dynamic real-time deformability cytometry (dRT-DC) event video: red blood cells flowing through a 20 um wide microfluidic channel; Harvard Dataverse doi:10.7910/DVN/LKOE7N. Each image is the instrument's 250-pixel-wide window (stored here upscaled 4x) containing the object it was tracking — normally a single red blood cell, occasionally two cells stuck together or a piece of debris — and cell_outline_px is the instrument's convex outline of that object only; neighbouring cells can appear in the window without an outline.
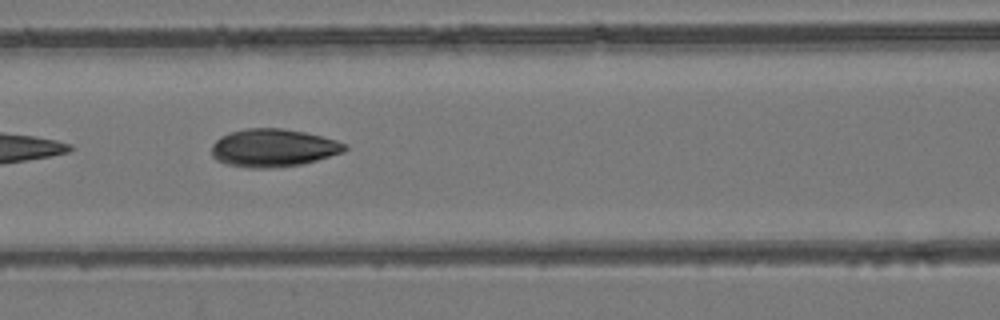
{"species": "common noctule bat (a hibernating species)", "species_latin": "Nyctalus noctula", "temperature_condition": "room temperature", "stored_images_in_passage": 8, "camera_frame_rate_fps": 3000, "um_per_image_px": 0.085, "animal": {"sex": "female", "body_mass_g": 24.6, "forearm_length_mm": 56.2}, "frame": {"image": 1, "passage_image": 6, "time_ms": 1.667, "image_size_px": [1000, 320], "cell_outline_px": [[348, 148], [344, 152], [304, 164], [276, 168], [248, 168], [228, 164], [216, 160], [212, 156], [212, 144], [220, 136], [228, 132], [244, 128], [284, 128], [304, 132], [336, 140], [348, 144]], "centroid_in_image_um": [23.23, 12.57], "position_along_channel_um": 143.4, "area_um2": 29.77}}
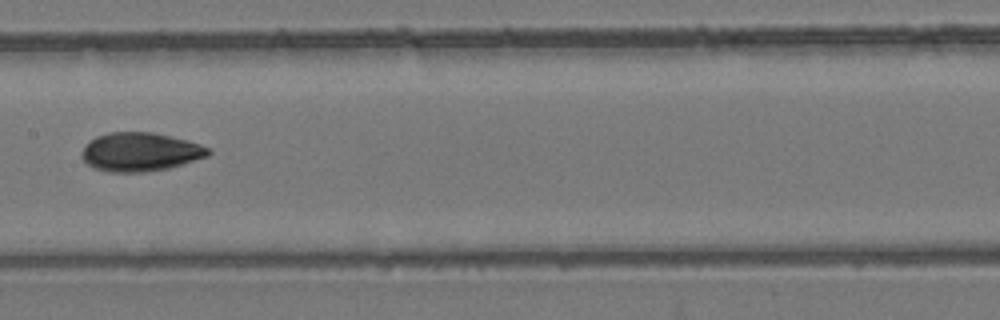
{"frame": {"image": 2, "passage_image": 7, "time_ms": 2.0, "image_size_px": [1000, 320], "cell_outline_px": [[212, 152], [208, 156], [184, 164], [168, 168], [144, 172], [108, 172], [92, 168], [80, 156], [84, 148], [96, 136], [108, 132], [152, 132], [188, 140], [200, 144], [208, 148]], "centroid_in_image_um": [11.93, 12.92], "position_along_channel_um": 195.5, "area_um2": 28.55}}
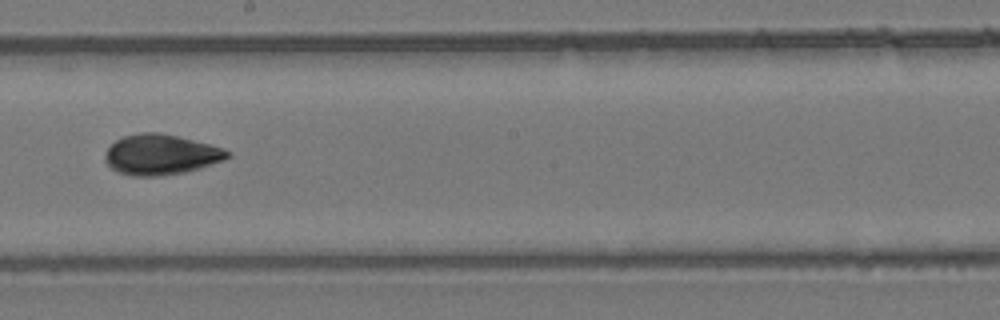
{"frame": {"image": 3, "passage_image": 8, "time_ms": 2.333, "image_size_px": [1000, 320], "cell_outline_px": [[232, 156], [224, 160], [200, 168], [184, 172], [160, 176], [132, 176], [116, 172], [104, 160], [104, 156], [108, 148], [116, 140], [124, 136], [140, 132], [160, 132], [224, 148], [232, 152]], "centroid_in_image_um": [13.68, 13.15], "position_along_channel_um": 234.5, "area_um2": 28.84}}